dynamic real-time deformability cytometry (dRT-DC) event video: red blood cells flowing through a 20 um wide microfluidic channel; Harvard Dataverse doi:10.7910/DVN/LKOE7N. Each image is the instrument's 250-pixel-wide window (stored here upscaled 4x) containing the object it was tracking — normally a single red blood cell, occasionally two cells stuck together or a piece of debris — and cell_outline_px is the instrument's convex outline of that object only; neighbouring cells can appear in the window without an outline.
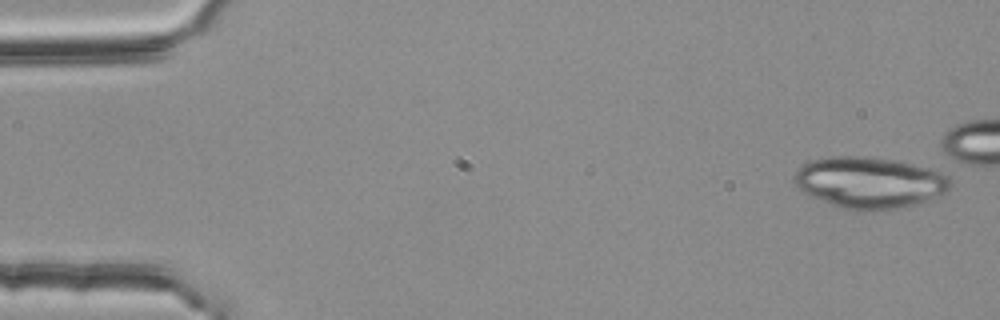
{"species": "common noctule bat (a hibernating species)", "species_latin": "Nyctalus noctula", "temperature_condition": "room temperature", "stored_images_in_passage": 45, "camera_frame_rate_fps": 3000, "um_per_image_px": 0.085, "animal": {"sex": "female", "body_mass_g": 25.1}, "frame": {"image": 1, "passage_image": 1, "time_ms": 0.0, "image_size_px": [1000, 320], "cell_outline_px": [[952, 184], [944, 192], [924, 200], [912, 204], [896, 208], [844, 208], [832, 204], [812, 196], [804, 192], [796, 184], [792, 176], [804, 164], [812, 160], [828, 156], [864, 156], [896, 160], [940, 168], [948, 176]], "centroid_in_image_um": [73.95, 15.44], "position_along_channel_um": 11.1, "area_um2": 45.95}}
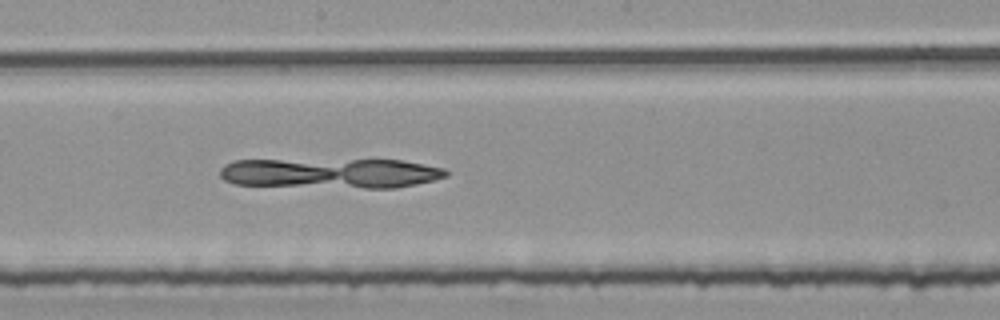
{"frame": {"image": 2, "passage_image": 28, "time_ms": 9.0, "image_size_px": [1000, 320], "cell_outline_px": [[448, 176], [416, 184], [396, 188], [364, 188], [232, 184], [224, 180], [220, 176], [220, 168], [224, 164], [236, 160], [400, 160], [444, 168], [448, 172]], "centroid_in_image_um": [28.08, 14.72], "position_along_channel_um": 220.1, "area_um2": 39.54}}
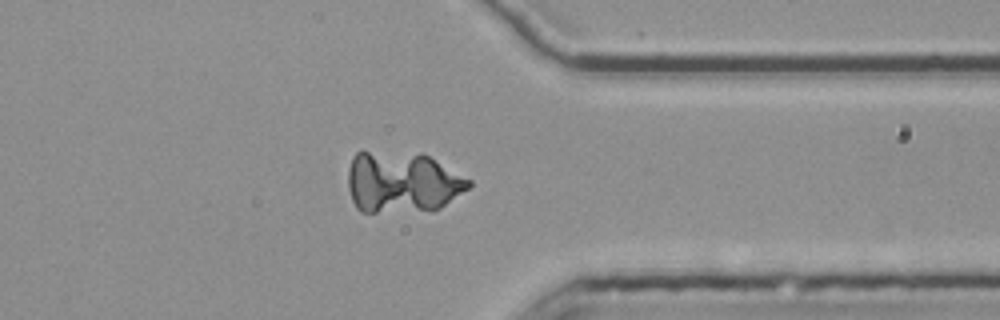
{"frame": {"image": 3, "passage_image": 41, "time_ms": 13.333, "image_size_px": [1000, 320], "cell_outline_px": [[472, 184], [468, 188], [440, 208], [432, 212], [360, 212], [356, 208], [352, 200], [348, 188], [348, 168], [352, 156], [360, 148], [424, 152], [472, 180]], "centroid_in_image_um": [34.16, 15.44], "position_along_channel_um": 377.2, "area_um2": 45.03}}